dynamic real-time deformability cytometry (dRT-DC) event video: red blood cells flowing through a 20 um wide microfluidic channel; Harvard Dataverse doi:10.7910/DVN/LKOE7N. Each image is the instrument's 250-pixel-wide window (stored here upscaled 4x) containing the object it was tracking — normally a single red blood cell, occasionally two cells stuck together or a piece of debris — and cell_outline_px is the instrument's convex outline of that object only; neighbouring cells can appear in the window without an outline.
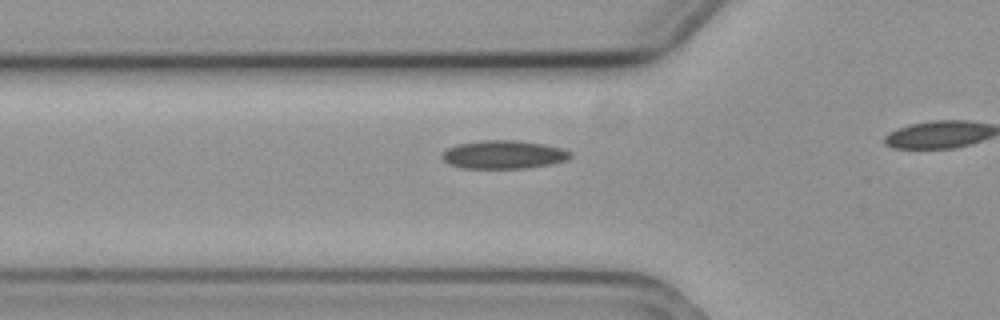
{"species": "common noctule bat (a hibernating species)", "species_latin": "Nyctalus noctula", "temperature_condition": "cold", "stored_images_in_passage": 11, "camera_frame_rate_fps": 3000, "um_per_image_px": 0.085, "animal": {"sex": "female", "body_mass_g": 19.3, "forearm_length_mm": 54.1}, "frame": {"image": 1, "passage_image": 2, "time_ms": 0.333, "image_size_px": [1000, 320], "cell_outline_px": [[572, 156], [568, 160], [548, 164], [524, 168], [464, 168], [448, 164], [440, 156], [448, 148], [456, 144], [480, 140], [516, 140], [544, 144], [560, 148], [572, 152]], "centroid_in_image_um": [42.79, 13.13], "position_along_channel_um": 83.0, "area_um2": 21.15}}
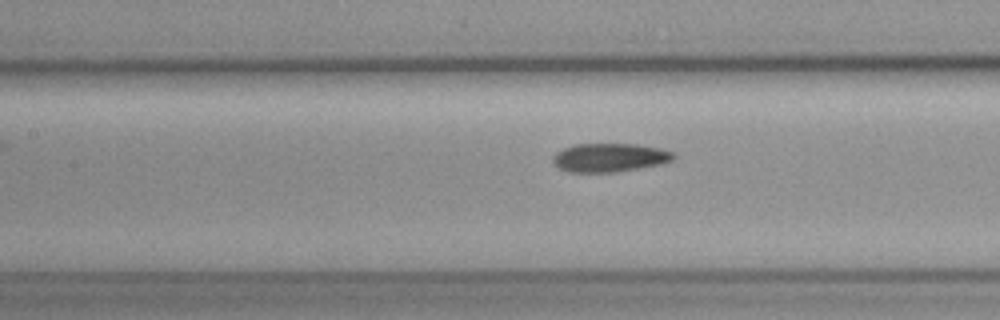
{"frame": {"image": 2, "passage_image": 8, "time_ms": 2.333, "image_size_px": [1000, 320], "cell_outline_px": [[676, 156], [672, 160], [660, 164], [616, 172], [568, 172], [560, 168], [552, 160], [552, 156], [556, 152], [572, 144], [636, 144], [660, 148], [672, 152]], "centroid_in_image_um": [51.8, 13.39], "position_along_channel_um": 155.6, "area_um2": 20.06}}